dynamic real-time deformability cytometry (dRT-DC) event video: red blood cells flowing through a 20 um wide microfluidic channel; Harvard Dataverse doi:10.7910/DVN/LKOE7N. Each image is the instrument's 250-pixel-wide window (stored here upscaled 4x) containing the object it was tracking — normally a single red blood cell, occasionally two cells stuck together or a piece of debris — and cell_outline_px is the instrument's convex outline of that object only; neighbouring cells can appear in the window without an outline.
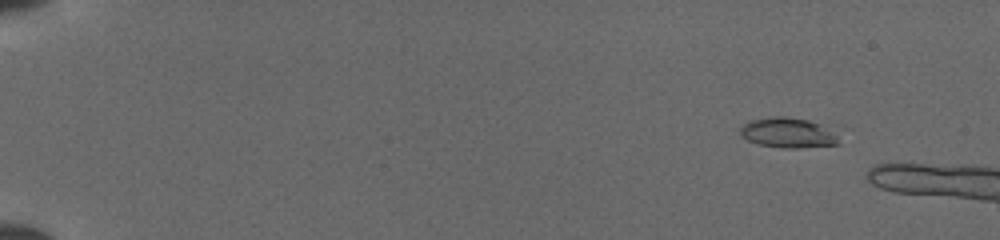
{"species": "common noctule bat (a hibernating species)", "species_latin": "Nyctalus noctula", "temperature_condition": "cold", "stored_images_in_passage": 12, "camera_frame_rate_fps": 3000, "um_per_image_px": 0.085, "animal": {"sex": "female", "body_mass_g": 19.5, "forearm_length_mm": 54.1}, "frame": {"image": 1, "passage_image": 6, "time_ms": 1.667, "image_size_px": [1000, 240], "cell_outline_px": [[844, 128], [840, 144], [800, 148], [784, 148], [760, 144], [748, 140], [740, 136], [740, 128], [748, 120], [772, 116], [784, 116], [840, 124]], "centroid_in_image_um": [67.28, 11.24], "position_along_channel_um": 17.7, "area_um2": 18.96}}